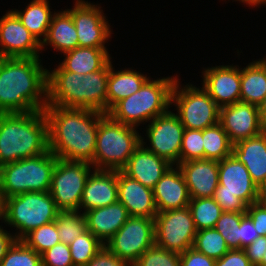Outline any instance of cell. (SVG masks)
<instances>
[{"instance_id":"cell-1","label":"cell","mask_w":266,"mask_h":266,"mask_svg":"<svg viewBox=\"0 0 266 266\" xmlns=\"http://www.w3.org/2000/svg\"><path fill=\"white\" fill-rule=\"evenodd\" d=\"M49 150L58 158L92 165L97 130L104 113L82 108L47 105Z\"/></svg>"},{"instance_id":"cell-2","label":"cell","mask_w":266,"mask_h":266,"mask_svg":"<svg viewBox=\"0 0 266 266\" xmlns=\"http://www.w3.org/2000/svg\"><path fill=\"white\" fill-rule=\"evenodd\" d=\"M41 57H0V113H29L47 106V69Z\"/></svg>"},{"instance_id":"cell-3","label":"cell","mask_w":266,"mask_h":266,"mask_svg":"<svg viewBox=\"0 0 266 266\" xmlns=\"http://www.w3.org/2000/svg\"><path fill=\"white\" fill-rule=\"evenodd\" d=\"M109 62L85 75L65 71L60 65L47 70V105L82 108L107 113Z\"/></svg>"},{"instance_id":"cell-4","label":"cell","mask_w":266,"mask_h":266,"mask_svg":"<svg viewBox=\"0 0 266 266\" xmlns=\"http://www.w3.org/2000/svg\"><path fill=\"white\" fill-rule=\"evenodd\" d=\"M48 151V121L44 110L0 113V167Z\"/></svg>"},{"instance_id":"cell-5","label":"cell","mask_w":266,"mask_h":266,"mask_svg":"<svg viewBox=\"0 0 266 266\" xmlns=\"http://www.w3.org/2000/svg\"><path fill=\"white\" fill-rule=\"evenodd\" d=\"M176 79L177 76L156 80L149 78L137 92L119 101L108 114L114 120L134 127L152 121L171 107V93Z\"/></svg>"},{"instance_id":"cell-6","label":"cell","mask_w":266,"mask_h":266,"mask_svg":"<svg viewBox=\"0 0 266 266\" xmlns=\"http://www.w3.org/2000/svg\"><path fill=\"white\" fill-rule=\"evenodd\" d=\"M141 144L136 127L114 120L108 113L99 121L92 166L98 170L121 171Z\"/></svg>"},{"instance_id":"cell-7","label":"cell","mask_w":266,"mask_h":266,"mask_svg":"<svg viewBox=\"0 0 266 266\" xmlns=\"http://www.w3.org/2000/svg\"><path fill=\"white\" fill-rule=\"evenodd\" d=\"M58 158L49 150L0 167V194L4 199L27 192H47Z\"/></svg>"},{"instance_id":"cell-8","label":"cell","mask_w":266,"mask_h":266,"mask_svg":"<svg viewBox=\"0 0 266 266\" xmlns=\"http://www.w3.org/2000/svg\"><path fill=\"white\" fill-rule=\"evenodd\" d=\"M59 210L49 191L27 192L4 199L3 222L15 227L21 240L30 231L55 221Z\"/></svg>"},{"instance_id":"cell-9","label":"cell","mask_w":266,"mask_h":266,"mask_svg":"<svg viewBox=\"0 0 266 266\" xmlns=\"http://www.w3.org/2000/svg\"><path fill=\"white\" fill-rule=\"evenodd\" d=\"M218 186L213 198L223 212H246L257 199L258 186L233 154L218 161Z\"/></svg>"},{"instance_id":"cell-10","label":"cell","mask_w":266,"mask_h":266,"mask_svg":"<svg viewBox=\"0 0 266 266\" xmlns=\"http://www.w3.org/2000/svg\"><path fill=\"white\" fill-rule=\"evenodd\" d=\"M177 78L171 93V104L186 129L203 130L219 122V107L203 88L187 84L180 88Z\"/></svg>"},{"instance_id":"cell-11","label":"cell","mask_w":266,"mask_h":266,"mask_svg":"<svg viewBox=\"0 0 266 266\" xmlns=\"http://www.w3.org/2000/svg\"><path fill=\"white\" fill-rule=\"evenodd\" d=\"M93 166L85 162L58 159L49 192L59 211H79L83 190Z\"/></svg>"},{"instance_id":"cell-12","label":"cell","mask_w":266,"mask_h":266,"mask_svg":"<svg viewBox=\"0 0 266 266\" xmlns=\"http://www.w3.org/2000/svg\"><path fill=\"white\" fill-rule=\"evenodd\" d=\"M197 229L187 207L158 212L154 217L155 245L183 253L193 247Z\"/></svg>"},{"instance_id":"cell-13","label":"cell","mask_w":266,"mask_h":266,"mask_svg":"<svg viewBox=\"0 0 266 266\" xmlns=\"http://www.w3.org/2000/svg\"><path fill=\"white\" fill-rule=\"evenodd\" d=\"M154 244V219L129 216L125 224L104 245L117 257L133 265Z\"/></svg>"},{"instance_id":"cell-14","label":"cell","mask_w":266,"mask_h":266,"mask_svg":"<svg viewBox=\"0 0 266 266\" xmlns=\"http://www.w3.org/2000/svg\"><path fill=\"white\" fill-rule=\"evenodd\" d=\"M184 130L178 115L168 110L146 126L150 145L144 147L173 166L178 165Z\"/></svg>"},{"instance_id":"cell-15","label":"cell","mask_w":266,"mask_h":266,"mask_svg":"<svg viewBox=\"0 0 266 266\" xmlns=\"http://www.w3.org/2000/svg\"><path fill=\"white\" fill-rule=\"evenodd\" d=\"M101 7L88 1L77 0L73 9H66L72 16L78 36V47L106 48L111 29Z\"/></svg>"},{"instance_id":"cell-16","label":"cell","mask_w":266,"mask_h":266,"mask_svg":"<svg viewBox=\"0 0 266 266\" xmlns=\"http://www.w3.org/2000/svg\"><path fill=\"white\" fill-rule=\"evenodd\" d=\"M219 123L233 145L266 129L261 122L258 106L241 101L219 108Z\"/></svg>"},{"instance_id":"cell-17","label":"cell","mask_w":266,"mask_h":266,"mask_svg":"<svg viewBox=\"0 0 266 266\" xmlns=\"http://www.w3.org/2000/svg\"><path fill=\"white\" fill-rule=\"evenodd\" d=\"M42 50L12 10L0 18V57H40Z\"/></svg>"},{"instance_id":"cell-18","label":"cell","mask_w":266,"mask_h":266,"mask_svg":"<svg viewBox=\"0 0 266 266\" xmlns=\"http://www.w3.org/2000/svg\"><path fill=\"white\" fill-rule=\"evenodd\" d=\"M202 73V88L219 108L240 101L241 68L239 69L238 65L208 67Z\"/></svg>"},{"instance_id":"cell-19","label":"cell","mask_w":266,"mask_h":266,"mask_svg":"<svg viewBox=\"0 0 266 266\" xmlns=\"http://www.w3.org/2000/svg\"><path fill=\"white\" fill-rule=\"evenodd\" d=\"M143 140L141 136V144L134 150L121 171L143 186L153 189L172 164L146 149L144 147L146 143Z\"/></svg>"},{"instance_id":"cell-20","label":"cell","mask_w":266,"mask_h":266,"mask_svg":"<svg viewBox=\"0 0 266 266\" xmlns=\"http://www.w3.org/2000/svg\"><path fill=\"white\" fill-rule=\"evenodd\" d=\"M118 201V171L94 169L90 173L82 199L79 205L80 212L105 207Z\"/></svg>"},{"instance_id":"cell-21","label":"cell","mask_w":266,"mask_h":266,"mask_svg":"<svg viewBox=\"0 0 266 266\" xmlns=\"http://www.w3.org/2000/svg\"><path fill=\"white\" fill-rule=\"evenodd\" d=\"M188 187L190 198L213 197L218 182V161L208 159L181 162L178 165Z\"/></svg>"},{"instance_id":"cell-22","label":"cell","mask_w":266,"mask_h":266,"mask_svg":"<svg viewBox=\"0 0 266 266\" xmlns=\"http://www.w3.org/2000/svg\"><path fill=\"white\" fill-rule=\"evenodd\" d=\"M157 212L175 210L189 205L190 195L184 176L178 166L165 172L153 188Z\"/></svg>"},{"instance_id":"cell-23","label":"cell","mask_w":266,"mask_h":266,"mask_svg":"<svg viewBox=\"0 0 266 266\" xmlns=\"http://www.w3.org/2000/svg\"><path fill=\"white\" fill-rule=\"evenodd\" d=\"M118 201L126 207L129 216L154 219L158 213L153 189L129 178L122 171H118Z\"/></svg>"},{"instance_id":"cell-24","label":"cell","mask_w":266,"mask_h":266,"mask_svg":"<svg viewBox=\"0 0 266 266\" xmlns=\"http://www.w3.org/2000/svg\"><path fill=\"white\" fill-rule=\"evenodd\" d=\"M87 230L105 244L127 221L129 214L119 201L84 212Z\"/></svg>"},{"instance_id":"cell-25","label":"cell","mask_w":266,"mask_h":266,"mask_svg":"<svg viewBox=\"0 0 266 266\" xmlns=\"http://www.w3.org/2000/svg\"><path fill=\"white\" fill-rule=\"evenodd\" d=\"M232 154L244 164L257 186L266 181V129L236 142L232 146Z\"/></svg>"},{"instance_id":"cell-26","label":"cell","mask_w":266,"mask_h":266,"mask_svg":"<svg viewBox=\"0 0 266 266\" xmlns=\"http://www.w3.org/2000/svg\"><path fill=\"white\" fill-rule=\"evenodd\" d=\"M109 61V77L107 85V113L121 100L137 92L149 77L136 70H118Z\"/></svg>"},{"instance_id":"cell-27","label":"cell","mask_w":266,"mask_h":266,"mask_svg":"<svg viewBox=\"0 0 266 266\" xmlns=\"http://www.w3.org/2000/svg\"><path fill=\"white\" fill-rule=\"evenodd\" d=\"M59 65L69 72L82 75L102 69L112 58L107 48L76 47L64 53Z\"/></svg>"},{"instance_id":"cell-28","label":"cell","mask_w":266,"mask_h":266,"mask_svg":"<svg viewBox=\"0 0 266 266\" xmlns=\"http://www.w3.org/2000/svg\"><path fill=\"white\" fill-rule=\"evenodd\" d=\"M53 46V49L65 53L78 47V36L71 14L64 11L54 12L46 39L42 42L41 48L45 45Z\"/></svg>"},{"instance_id":"cell-29","label":"cell","mask_w":266,"mask_h":266,"mask_svg":"<svg viewBox=\"0 0 266 266\" xmlns=\"http://www.w3.org/2000/svg\"><path fill=\"white\" fill-rule=\"evenodd\" d=\"M240 101L258 106L266 96V58L241 68Z\"/></svg>"},{"instance_id":"cell-30","label":"cell","mask_w":266,"mask_h":266,"mask_svg":"<svg viewBox=\"0 0 266 266\" xmlns=\"http://www.w3.org/2000/svg\"><path fill=\"white\" fill-rule=\"evenodd\" d=\"M49 0H32L25 10H13L21 23L30 31L36 40L42 44L48 34L53 16ZM43 36V38H42Z\"/></svg>"},{"instance_id":"cell-31","label":"cell","mask_w":266,"mask_h":266,"mask_svg":"<svg viewBox=\"0 0 266 266\" xmlns=\"http://www.w3.org/2000/svg\"><path fill=\"white\" fill-rule=\"evenodd\" d=\"M232 146L219 122L203 129L204 159L221 161L232 154Z\"/></svg>"},{"instance_id":"cell-32","label":"cell","mask_w":266,"mask_h":266,"mask_svg":"<svg viewBox=\"0 0 266 266\" xmlns=\"http://www.w3.org/2000/svg\"><path fill=\"white\" fill-rule=\"evenodd\" d=\"M188 208L197 231L214 228L223 211L213 197L191 198Z\"/></svg>"},{"instance_id":"cell-33","label":"cell","mask_w":266,"mask_h":266,"mask_svg":"<svg viewBox=\"0 0 266 266\" xmlns=\"http://www.w3.org/2000/svg\"><path fill=\"white\" fill-rule=\"evenodd\" d=\"M55 223L60 242L67 245L87 230L85 215L80 211H59Z\"/></svg>"},{"instance_id":"cell-34","label":"cell","mask_w":266,"mask_h":266,"mask_svg":"<svg viewBox=\"0 0 266 266\" xmlns=\"http://www.w3.org/2000/svg\"><path fill=\"white\" fill-rule=\"evenodd\" d=\"M193 248L215 260L220 259L230 250L223 236L215 228L197 231Z\"/></svg>"},{"instance_id":"cell-35","label":"cell","mask_w":266,"mask_h":266,"mask_svg":"<svg viewBox=\"0 0 266 266\" xmlns=\"http://www.w3.org/2000/svg\"><path fill=\"white\" fill-rule=\"evenodd\" d=\"M103 246L98 238L86 230L69 244L73 265L85 266Z\"/></svg>"},{"instance_id":"cell-36","label":"cell","mask_w":266,"mask_h":266,"mask_svg":"<svg viewBox=\"0 0 266 266\" xmlns=\"http://www.w3.org/2000/svg\"><path fill=\"white\" fill-rule=\"evenodd\" d=\"M21 240L39 254L60 243L55 221L30 231Z\"/></svg>"},{"instance_id":"cell-37","label":"cell","mask_w":266,"mask_h":266,"mask_svg":"<svg viewBox=\"0 0 266 266\" xmlns=\"http://www.w3.org/2000/svg\"><path fill=\"white\" fill-rule=\"evenodd\" d=\"M246 212H223L215 229L223 236L229 249H240V222Z\"/></svg>"},{"instance_id":"cell-38","label":"cell","mask_w":266,"mask_h":266,"mask_svg":"<svg viewBox=\"0 0 266 266\" xmlns=\"http://www.w3.org/2000/svg\"><path fill=\"white\" fill-rule=\"evenodd\" d=\"M0 266H42L41 254L16 240L0 262Z\"/></svg>"},{"instance_id":"cell-39","label":"cell","mask_w":266,"mask_h":266,"mask_svg":"<svg viewBox=\"0 0 266 266\" xmlns=\"http://www.w3.org/2000/svg\"><path fill=\"white\" fill-rule=\"evenodd\" d=\"M132 266H180V253L165 250L154 244Z\"/></svg>"},{"instance_id":"cell-40","label":"cell","mask_w":266,"mask_h":266,"mask_svg":"<svg viewBox=\"0 0 266 266\" xmlns=\"http://www.w3.org/2000/svg\"><path fill=\"white\" fill-rule=\"evenodd\" d=\"M204 159L203 130L186 129L180 150V163Z\"/></svg>"},{"instance_id":"cell-41","label":"cell","mask_w":266,"mask_h":266,"mask_svg":"<svg viewBox=\"0 0 266 266\" xmlns=\"http://www.w3.org/2000/svg\"><path fill=\"white\" fill-rule=\"evenodd\" d=\"M42 266H74L70 247L64 243H58L41 254Z\"/></svg>"},{"instance_id":"cell-42","label":"cell","mask_w":266,"mask_h":266,"mask_svg":"<svg viewBox=\"0 0 266 266\" xmlns=\"http://www.w3.org/2000/svg\"><path fill=\"white\" fill-rule=\"evenodd\" d=\"M85 266H132L124 259L117 257L105 245L90 259Z\"/></svg>"},{"instance_id":"cell-43","label":"cell","mask_w":266,"mask_h":266,"mask_svg":"<svg viewBox=\"0 0 266 266\" xmlns=\"http://www.w3.org/2000/svg\"><path fill=\"white\" fill-rule=\"evenodd\" d=\"M216 260L203 253L196 251L193 247L180 253V266H215Z\"/></svg>"},{"instance_id":"cell-44","label":"cell","mask_w":266,"mask_h":266,"mask_svg":"<svg viewBox=\"0 0 266 266\" xmlns=\"http://www.w3.org/2000/svg\"><path fill=\"white\" fill-rule=\"evenodd\" d=\"M246 215L252 220L259 236H266V207L254 202L249 205Z\"/></svg>"},{"instance_id":"cell-45","label":"cell","mask_w":266,"mask_h":266,"mask_svg":"<svg viewBox=\"0 0 266 266\" xmlns=\"http://www.w3.org/2000/svg\"><path fill=\"white\" fill-rule=\"evenodd\" d=\"M215 266H253L243 249H230L220 259L216 260Z\"/></svg>"},{"instance_id":"cell-46","label":"cell","mask_w":266,"mask_h":266,"mask_svg":"<svg viewBox=\"0 0 266 266\" xmlns=\"http://www.w3.org/2000/svg\"><path fill=\"white\" fill-rule=\"evenodd\" d=\"M253 266H258L266 252V236H259L249 246L243 249Z\"/></svg>"},{"instance_id":"cell-47","label":"cell","mask_w":266,"mask_h":266,"mask_svg":"<svg viewBox=\"0 0 266 266\" xmlns=\"http://www.w3.org/2000/svg\"><path fill=\"white\" fill-rule=\"evenodd\" d=\"M259 237L252 220L245 215L240 222V249L249 246Z\"/></svg>"},{"instance_id":"cell-48","label":"cell","mask_w":266,"mask_h":266,"mask_svg":"<svg viewBox=\"0 0 266 266\" xmlns=\"http://www.w3.org/2000/svg\"><path fill=\"white\" fill-rule=\"evenodd\" d=\"M0 226V262L5 257L7 251L12 246V244L17 240L14 234L8 233Z\"/></svg>"},{"instance_id":"cell-49","label":"cell","mask_w":266,"mask_h":266,"mask_svg":"<svg viewBox=\"0 0 266 266\" xmlns=\"http://www.w3.org/2000/svg\"><path fill=\"white\" fill-rule=\"evenodd\" d=\"M256 202L266 207V181L260 184L257 188Z\"/></svg>"},{"instance_id":"cell-50","label":"cell","mask_w":266,"mask_h":266,"mask_svg":"<svg viewBox=\"0 0 266 266\" xmlns=\"http://www.w3.org/2000/svg\"><path fill=\"white\" fill-rule=\"evenodd\" d=\"M258 111L261 122L266 127V96L263 101L258 105Z\"/></svg>"},{"instance_id":"cell-51","label":"cell","mask_w":266,"mask_h":266,"mask_svg":"<svg viewBox=\"0 0 266 266\" xmlns=\"http://www.w3.org/2000/svg\"><path fill=\"white\" fill-rule=\"evenodd\" d=\"M235 1H240L242 3H246L247 5L251 6H260V5H266V0H235Z\"/></svg>"},{"instance_id":"cell-52","label":"cell","mask_w":266,"mask_h":266,"mask_svg":"<svg viewBox=\"0 0 266 266\" xmlns=\"http://www.w3.org/2000/svg\"><path fill=\"white\" fill-rule=\"evenodd\" d=\"M3 208H4V200L0 194V220L3 221Z\"/></svg>"},{"instance_id":"cell-53","label":"cell","mask_w":266,"mask_h":266,"mask_svg":"<svg viewBox=\"0 0 266 266\" xmlns=\"http://www.w3.org/2000/svg\"><path fill=\"white\" fill-rule=\"evenodd\" d=\"M258 266H266V252H265V254L263 255L262 262H261Z\"/></svg>"}]
</instances>
